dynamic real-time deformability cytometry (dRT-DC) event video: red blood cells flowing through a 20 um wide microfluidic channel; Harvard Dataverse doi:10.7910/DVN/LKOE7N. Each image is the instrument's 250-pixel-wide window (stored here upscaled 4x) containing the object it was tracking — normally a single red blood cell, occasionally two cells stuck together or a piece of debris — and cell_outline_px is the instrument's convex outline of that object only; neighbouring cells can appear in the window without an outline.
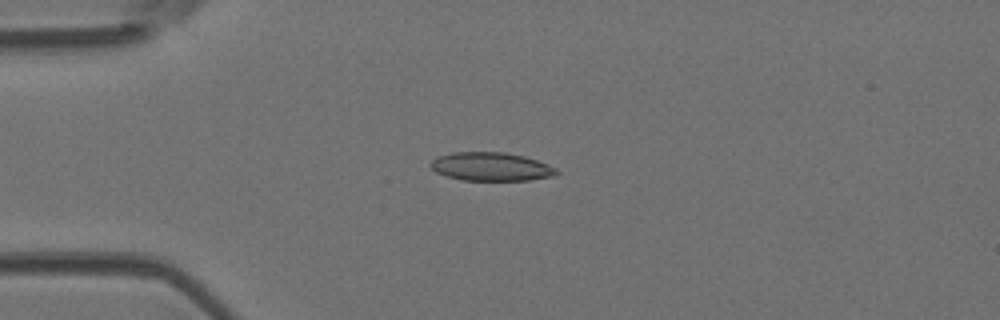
{"species": "Egyptian fruit bat (a non-hibernating species)", "species_latin": "Rousettus aegyptiacus", "temperature_condition": "room temperature", "stored_images_in_passage": 9, "camera_frame_rate_fps": 3000, "um_per_image_px": 0.085, "animal": {"sex": "female"}, "frame": {"image": 1, "passage_image": 4, "time_ms": 3.667, "image_size_px": [1000, 320], "cell_outline_px": [[560, 172], [556, 176], [528, 180], [460, 180], [444, 176], [436, 172], [428, 164], [436, 156], [452, 152], [504, 152], [524, 156], [548, 164], [556, 168]], "centroid_in_image_um": [41.72, 14.16], "position_along_channel_um": 43.3, "area_um2": 21.15}}
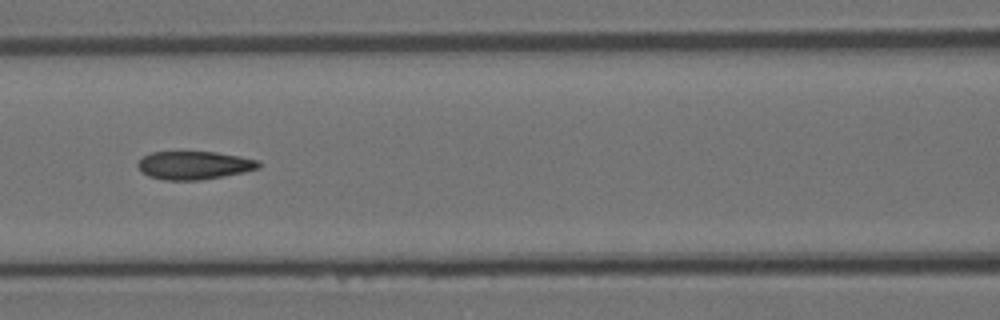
{"frame": {"image": 2, "passage_image": 7, "time_ms": 7.0, "image_size_px": [1000, 320], "cell_outline_px": [[260, 168], [244, 172], [224, 176], [200, 180], [164, 180], [148, 176], [140, 172], [136, 164], [144, 156], [152, 152], [216, 152], [240, 156], [260, 160]], "centroid_in_image_um": [16.51, 14.05], "position_along_channel_um": 150.1, "area_um2": 20.0}}
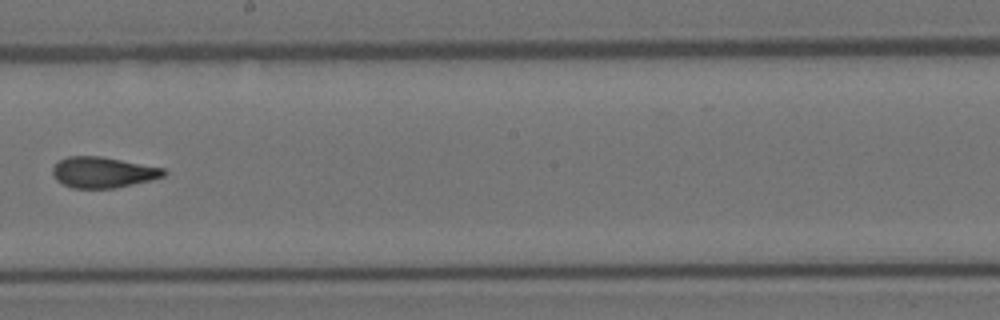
{"frame": {"image": 3, "passage_image": 9, "time_ms": 9.333, "image_size_px": [1000, 320], "cell_outline_px": [[168, 172], [164, 176], [132, 184], [112, 188], [72, 188], [56, 180], [52, 172], [52, 168], [60, 160], [68, 156], [100, 156], [164, 168]], "centroid_in_image_um": [8.73, 14.64], "position_along_channel_um": 239.5, "area_um2": 19.71}}